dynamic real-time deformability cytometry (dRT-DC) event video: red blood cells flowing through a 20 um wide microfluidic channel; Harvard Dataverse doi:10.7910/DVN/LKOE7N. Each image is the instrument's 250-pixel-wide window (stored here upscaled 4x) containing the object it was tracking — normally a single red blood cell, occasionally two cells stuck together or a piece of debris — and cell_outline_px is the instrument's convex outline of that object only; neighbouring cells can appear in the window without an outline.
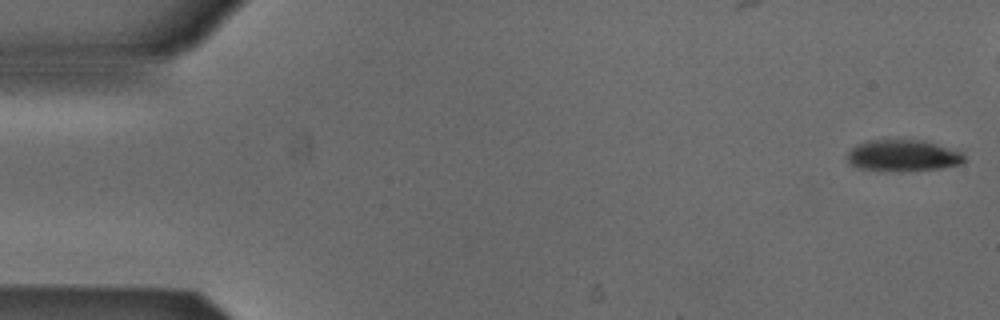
{"species": "Egyptian fruit bat (a non-hibernating species)", "species_latin": "Rousettus aegyptiacus", "temperature_condition": "cold", "stored_images_in_passage": 8, "camera_frame_rate_fps": 3000, "um_per_image_px": 0.085, "animal": {"sex": "male"}, "frame": {"image": 1, "passage_image": 1, "time_ms": 0.0, "image_size_px": [1000, 320], "cell_outline_px": [[964, 160], [960, 164], [940, 168], [900, 172], [856, 168], [848, 160], [848, 152], [856, 144], [868, 140], [924, 140], [956, 148], [964, 156]], "centroid_in_image_um": [76.77, 13.22], "position_along_channel_um": 8.2, "area_um2": 21.73}}
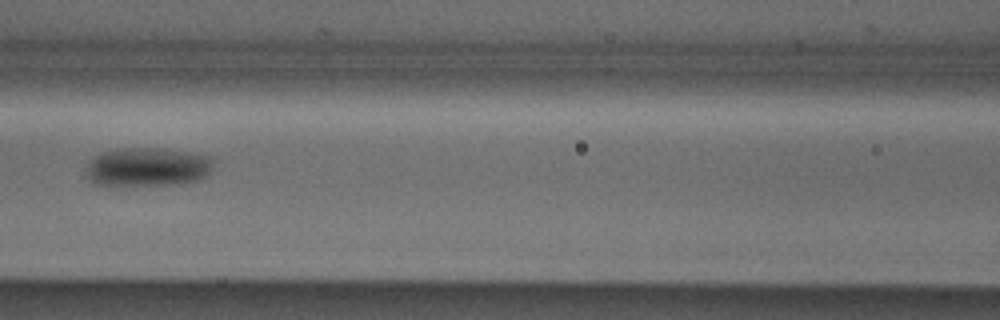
{"frame": {"image": 2, "passage_image": 7, "time_ms": 2.0, "image_size_px": [1000, 320], "cell_outline_px": [[212, 168], [208, 176], [200, 180], [180, 184], [108, 188], [92, 184], [84, 168], [88, 160], [92, 156], [100, 152], [120, 148], [160, 148], [188, 152], [212, 156]], "centroid_in_image_um": [12.45, 14.24], "position_along_channel_um": 154.1, "area_um2": 30.29}}
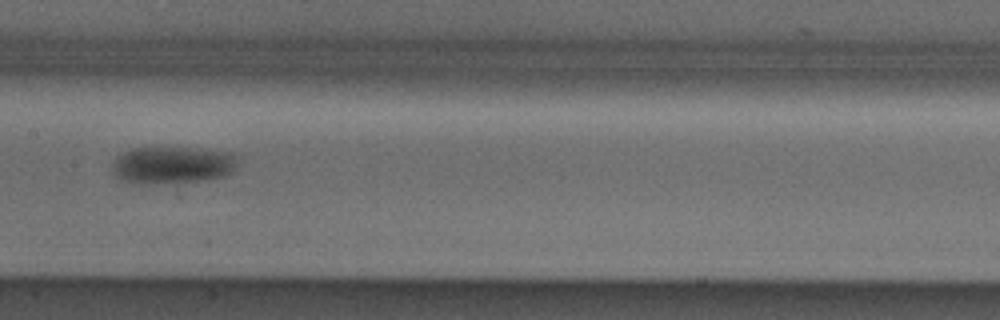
{"frame": {"image": 3, "passage_image": 8, "time_ms": 2.333, "image_size_px": [1000, 320], "cell_outline_px": [[236, 156], [232, 172], [224, 176], [200, 180], [152, 184], [140, 184], [124, 180], [116, 176], [112, 172], [112, 164], [116, 156], [120, 152], [132, 148], [192, 148], [236, 152]], "centroid_in_image_um": [14.61, 14.01], "position_along_channel_um": 192.8, "area_um2": 27.17}}